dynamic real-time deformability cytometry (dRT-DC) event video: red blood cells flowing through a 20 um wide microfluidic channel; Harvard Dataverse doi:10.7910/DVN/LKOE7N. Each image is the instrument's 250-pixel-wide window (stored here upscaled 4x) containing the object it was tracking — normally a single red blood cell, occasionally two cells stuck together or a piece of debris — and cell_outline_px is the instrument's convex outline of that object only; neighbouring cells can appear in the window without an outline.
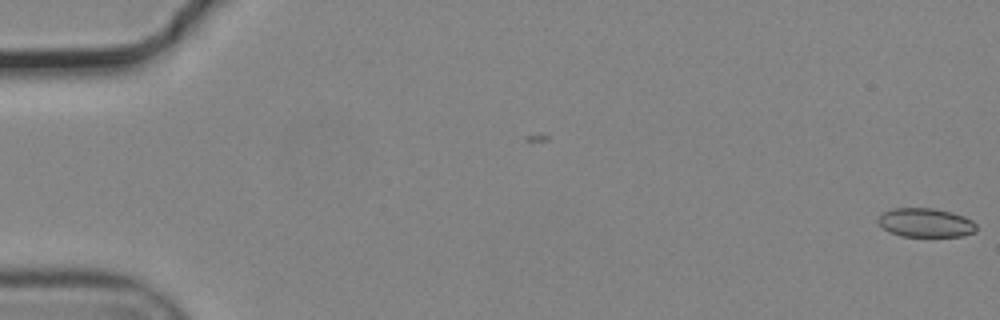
{"species": "common noctule bat (a hibernating species)", "species_latin": "Nyctalus noctula", "temperature_condition": "cold", "stored_images_in_passage": 56, "camera_frame_rate_fps": 3000, "um_per_image_px": 0.085, "animal": {"sex": "male", "body_mass_g": 19.2, "forearm_length_mm": 51.8}, "frame": {"image": 1, "passage_image": 1, "time_ms": 0.0, "image_size_px": [1000, 320], "cell_outline_px": [[976, 232], [964, 236], [900, 236], [888, 232], [876, 220], [884, 212], [892, 208], [932, 208], [952, 212], [964, 216], [972, 220], [976, 224]], "centroid_in_image_um": [78.69, 18.93], "position_along_channel_um": 6.3, "area_um2": 16.65}}
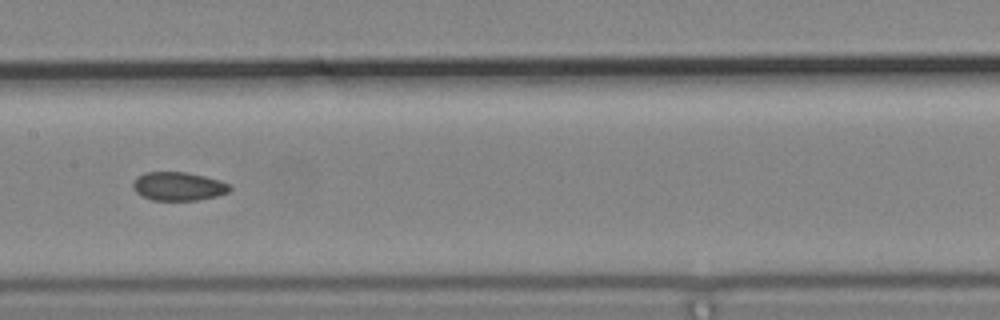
{"frame": {"image": 2, "passage_image": 29, "time_ms": 9.333, "image_size_px": [1000, 320], "cell_outline_px": [[232, 188], [228, 192], [216, 196], [196, 200], [152, 200], [136, 192], [132, 188], [132, 184], [136, 176], [144, 172], [184, 172], [204, 176], [220, 180], [232, 184]], "centroid_in_image_um": [15.16, 15.83], "position_along_channel_um": 192.2, "area_um2": 16.18}}
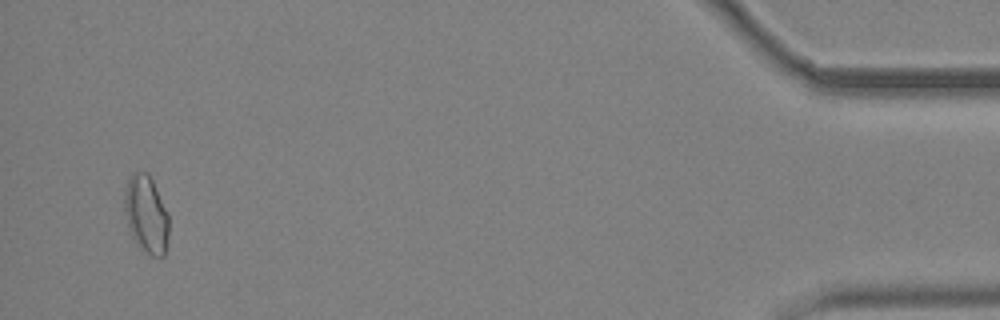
{"frame": {"image": 3, "passage_image": 54, "time_ms": 17.667, "image_size_px": [1000, 320], "cell_outline_px": [[168, 236], [164, 256], [152, 256], [140, 248], [136, 244], [128, 228], [124, 212], [124, 192], [128, 180], [132, 172], [148, 172], [168, 212]], "centroid_in_image_um": [12.41, 18.21], "position_along_channel_um": 422.8, "area_um2": 20.17}, "authors_computed_cell_mechanics": {"area_um2": 16.7909, "velocity_mm_per_s": 3.7314, "shape_relaxation_time_tau1_ms": null, "shape_relaxation_time_tau2_ms": 3.856, "deformation_change_tau1": null, "deformation_change_tau2": 0.0741}}